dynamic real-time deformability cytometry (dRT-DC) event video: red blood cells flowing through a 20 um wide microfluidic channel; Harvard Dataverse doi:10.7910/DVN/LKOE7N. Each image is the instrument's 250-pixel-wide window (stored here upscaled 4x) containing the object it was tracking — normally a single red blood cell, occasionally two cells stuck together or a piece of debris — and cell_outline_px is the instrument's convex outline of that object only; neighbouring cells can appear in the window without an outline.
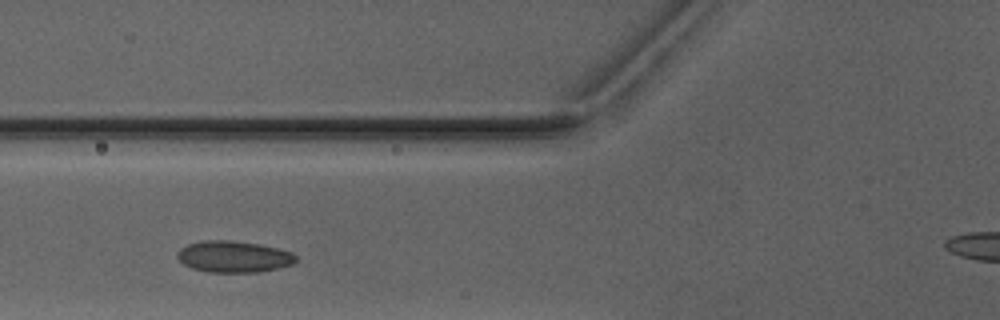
{"species": "Egyptian fruit bat (a non-hibernating species)", "species_latin": "Rousettus aegyptiacus", "temperature_condition": "warm", "stored_images_in_passage": 6, "camera_frame_rate_fps": 3000, "um_per_image_px": 0.085, "animal": {"sex": "male"}, "frame": {"image": 1, "passage_image": 4, "time_ms": 3.333, "image_size_px": [1000, 320], "cell_outline_px": [[296, 260], [292, 264], [276, 268], [256, 272], [208, 272], [192, 268], [184, 264], [176, 256], [176, 252], [180, 248], [188, 244], [204, 240], [228, 240], [256, 244], [276, 248], [292, 252], [296, 256]], "centroid_in_image_um": [19.82, 21.81], "position_along_channel_um": 106.0, "area_um2": 21.5}}
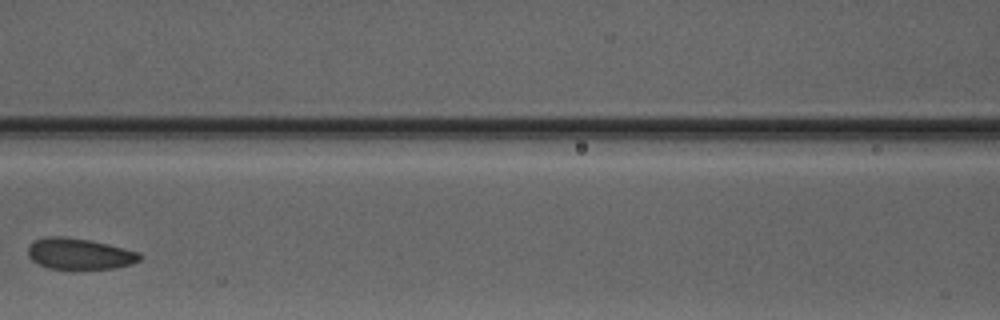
{"frame": {"image": 2, "passage_image": 5, "time_ms": 4.667, "image_size_px": [1000, 320], "cell_outline_px": [[144, 256], [140, 260], [132, 264], [116, 268], [72, 272], [48, 268], [32, 260], [28, 256], [28, 248], [36, 240], [48, 236], [64, 236], [88, 240], [140, 252]], "centroid_in_image_um": [6.78, 21.63], "position_along_channel_um": 159.8, "area_um2": 20.92}}
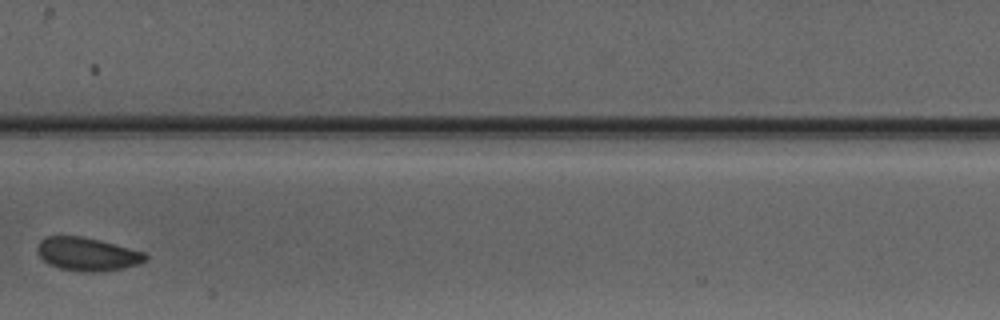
{"frame": {"image": 3, "passage_image": 6, "time_ms": 5.667, "image_size_px": [1000, 320], "cell_outline_px": [[148, 260], [140, 264], [124, 268], [104, 272], [84, 272], [60, 268], [48, 264], [36, 252], [36, 248], [40, 240], [48, 236], [84, 236], [100, 240], [144, 252], [148, 256]], "centroid_in_image_um": [7.44, 21.61], "position_along_channel_um": 200.0, "area_um2": 21.21}}